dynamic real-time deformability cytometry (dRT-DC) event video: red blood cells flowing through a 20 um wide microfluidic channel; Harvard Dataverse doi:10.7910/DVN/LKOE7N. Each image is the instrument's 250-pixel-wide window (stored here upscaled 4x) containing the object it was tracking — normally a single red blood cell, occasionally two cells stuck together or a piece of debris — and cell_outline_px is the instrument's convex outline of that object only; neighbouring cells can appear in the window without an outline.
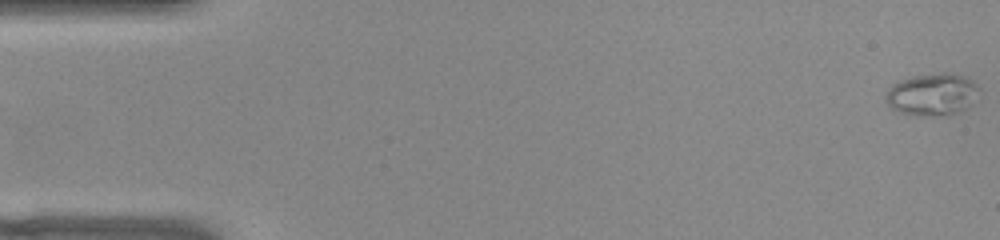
{"species": "common noctule bat (a hibernating species)", "species_latin": "Nyctalus noctula", "temperature_condition": "warm", "stored_images_in_passage": 53, "camera_frame_rate_fps": 3000, "um_per_image_px": 0.085, "animal": {"sex": "female", "body_mass_g": 22.0, "forearm_length_mm": 56.7}, "frame": {"image": 1, "passage_image": 1, "time_ms": 0.0, "image_size_px": [1000, 240], "cell_outline_px": [[980, 88], [968, 104], [964, 108], [952, 112], [932, 116], [912, 116], [900, 112], [892, 108], [888, 104], [884, 96], [888, 88], [892, 84], [900, 80], [912, 76], [944, 72], [948, 72], [972, 80]], "centroid_in_image_um": [79.14, 8.01], "position_along_channel_um": 5.9, "area_um2": 22.48}}
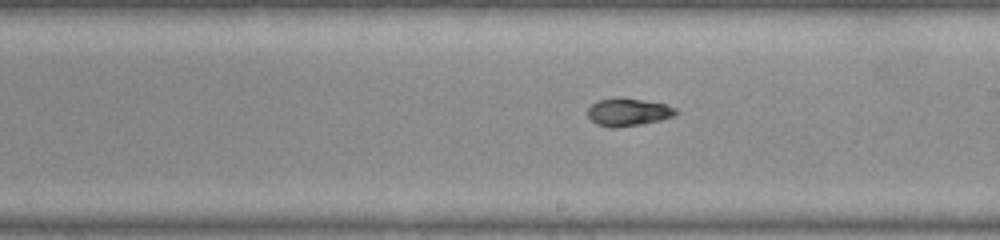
{"frame": {"image": 2, "passage_image": 30, "time_ms": 9.667, "image_size_px": [1000, 240], "cell_outline_px": [[676, 116], [660, 120], [640, 124], [616, 128], [612, 128], [596, 124], [588, 116], [588, 108], [596, 100], [640, 100], [664, 104], [676, 108]], "centroid_in_image_um": [53.4, 9.57], "position_along_channel_um": 235.6, "area_um2": 13.64}}
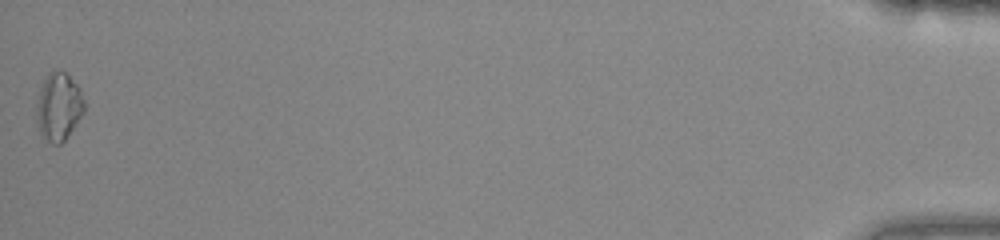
{"frame": {"image": 3, "passage_image": 53, "time_ms": 17.333, "image_size_px": [1000, 240], "cell_outline_px": [[84, 112], [64, 140], [60, 144], [52, 144], [40, 132], [36, 120], [36, 108], [40, 88], [48, 72], [52, 68], [64, 72], [80, 88], [84, 100]], "centroid_in_image_um": [4.97, 9.04], "position_along_channel_um": 430.2, "area_um2": 18.73}, "authors_computed_cell_mechanics": {"area_um2": 14.9702, "velocity_mm_per_s": 3.8751, "shape_relaxation_time_tau1_ms": null, "shape_relaxation_time_tau2_ms": 1.6292, "deformation_change_tau1": null, "deformation_change_tau2": 0.0334}}